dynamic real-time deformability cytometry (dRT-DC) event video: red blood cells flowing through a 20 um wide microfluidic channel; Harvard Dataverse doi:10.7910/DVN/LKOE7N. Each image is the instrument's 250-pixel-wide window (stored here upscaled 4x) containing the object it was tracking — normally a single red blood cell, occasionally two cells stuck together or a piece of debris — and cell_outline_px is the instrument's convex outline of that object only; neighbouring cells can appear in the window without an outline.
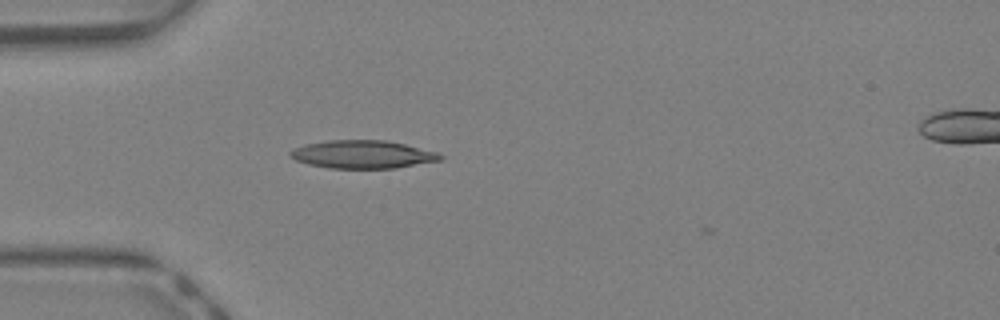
{"species": "Egyptian fruit bat (a non-hibernating species)", "species_latin": "Rousettus aegyptiacus", "temperature_condition": "warm", "stored_images_in_passage": 32, "camera_frame_rate_fps": 3000, "um_per_image_px": 0.085, "animal": {"sex": "female"}, "frame": {"image": 1, "passage_image": 3, "time_ms": 0.667, "image_size_px": [1000, 320], "cell_outline_px": [[444, 160], [396, 168], [328, 168], [308, 164], [296, 160], [288, 152], [292, 148], [304, 144], [328, 140], [384, 140], [404, 144], [440, 152], [444, 156]], "centroid_in_image_um": [30.86, 13.12], "position_along_channel_um": 54.1, "area_um2": 24.74}}
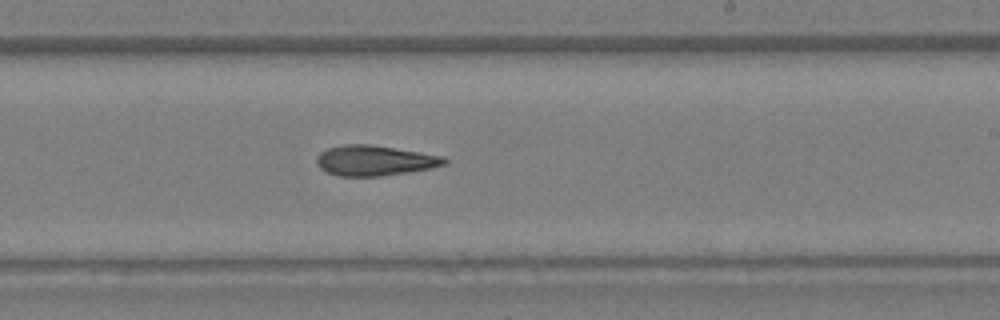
{"frame": {"image": 2, "passage_image": 16, "time_ms": 5.0, "image_size_px": [1000, 320], "cell_outline_px": [[448, 160], [444, 164], [432, 168], [408, 172], [380, 176], [340, 176], [328, 172], [320, 168], [316, 164], [316, 160], [320, 152], [328, 148], [348, 144], [368, 144], [444, 156]], "centroid_in_image_um": [31.84, 13.65], "position_along_channel_um": 257.2, "area_um2": 22.31}}
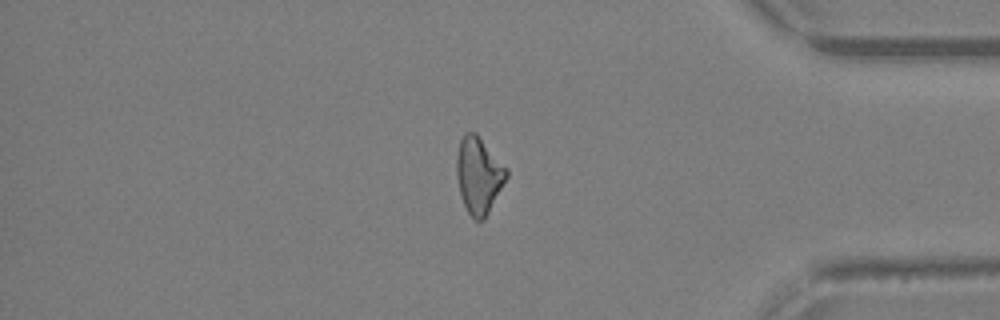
{"frame": {"image": 3, "passage_image": 26, "time_ms": 8.333, "image_size_px": [1000, 320], "cell_outline_px": [[508, 176], [484, 220], [476, 220], [468, 212], [464, 204], [460, 192], [456, 176], [456, 156], [460, 140], [464, 132], [476, 132], [508, 168]], "centroid_in_image_um": [40.69, 14.85], "position_along_channel_um": 394.5, "area_um2": 22.25}, "authors_computed_cell_mechanics": {"area_um2": 22.3108, "velocity_mm_per_s": 4.8968, "shape_relaxation_time_tau1_ms": 5.4047, "shape_relaxation_time_tau2_ms": 10.1725, "deformation_change_tau1": 0.1935, "deformation_change_tau2": 0.2887}}